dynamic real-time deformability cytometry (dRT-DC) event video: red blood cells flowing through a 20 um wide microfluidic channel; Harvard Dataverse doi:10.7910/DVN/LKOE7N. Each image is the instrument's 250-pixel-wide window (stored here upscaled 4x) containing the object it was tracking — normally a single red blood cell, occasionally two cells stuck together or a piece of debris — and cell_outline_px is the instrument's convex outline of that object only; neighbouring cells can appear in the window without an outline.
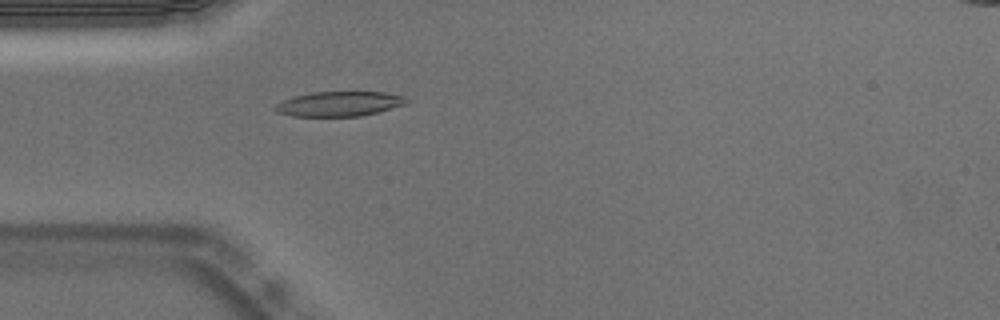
{"species": "Egyptian fruit bat (a non-hibernating species)", "species_latin": "Rousettus aegyptiacus", "temperature_condition": "warm", "stored_images_in_passage": 41, "camera_frame_rate_fps": 3000, "um_per_image_px": 0.085, "animal": {"sex": "male"}, "frame": {"image": 1, "passage_image": 3, "time_ms": 0.667, "image_size_px": [1000, 320], "cell_outline_px": [[412, 100], [408, 104], [360, 116], [292, 116], [276, 112], [272, 108], [276, 104], [284, 100], [296, 96], [312, 92], [384, 92], [408, 96]], "centroid_in_image_um": [28.9, 8.82], "position_along_channel_um": 56.1, "area_um2": 19.13}}
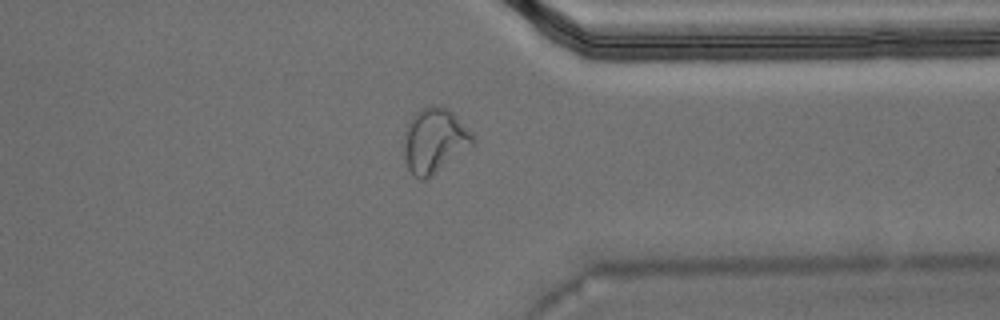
{"frame": {"image": 2, "passage_image": 29, "time_ms": 9.333, "image_size_px": [1000, 320], "cell_outline_px": [[476, 144], [432, 176], [424, 180], [420, 180], [408, 168], [404, 156], [404, 136], [408, 124], [412, 116], [416, 112], [428, 104], [440, 104], [448, 108], [472, 132], [476, 140]], "centroid_in_image_um": [36.97, 11.93], "position_along_channel_um": 374.4, "area_um2": 26.36}}
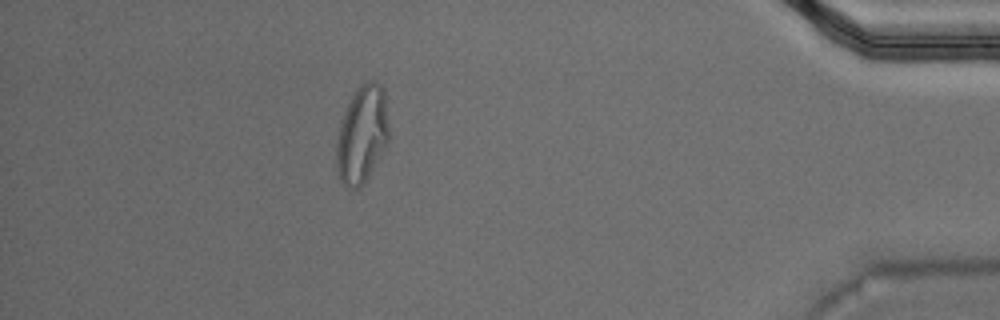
{"frame": {"image": 3, "passage_image": 35, "time_ms": 11.333, "image_size_px": [1000, 320], "cell_outline_px": [[388, 144], [364, 184], [356, 188], [348, 188], [340, 180], [336, 168], [336, 140], [340, 120], [356, 88], [360, 84], [368, 80], [376, 80], [384, 88], [388, 124]], "centroid_in_image_um": [30.77, 11.42], "position_along_channel_um": 404.4, "area_um2": 30.17}, "authors_computed_cell_mechanics": {"area_um2": 19.8254, "velocity_mm_per_s": 3.7589, "shape_relaxation_time_tau1_ms": 9.4744, "shape_relaxation_time_tau2_ms": 0.9761, "deformation_change_tau1": 0.3042, "deformation_change_tau2": 0.0837}}